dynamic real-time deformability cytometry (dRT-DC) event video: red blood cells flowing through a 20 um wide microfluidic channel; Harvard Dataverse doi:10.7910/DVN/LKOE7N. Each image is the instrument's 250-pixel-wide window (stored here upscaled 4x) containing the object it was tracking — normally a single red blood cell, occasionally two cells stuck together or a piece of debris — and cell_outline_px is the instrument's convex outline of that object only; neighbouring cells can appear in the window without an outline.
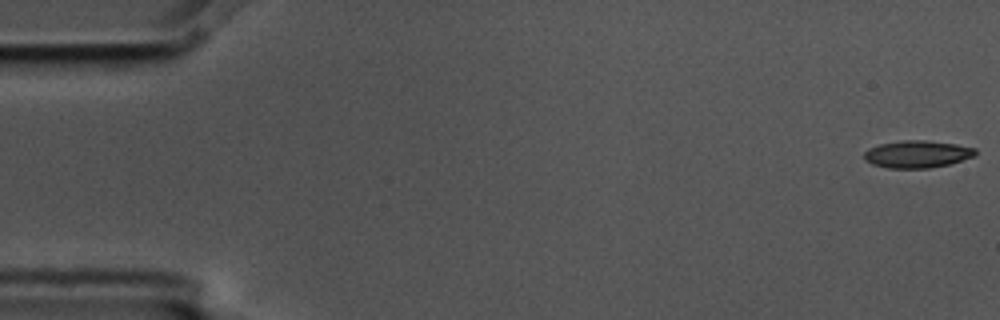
{"species": "common noctule bat (a hibernating species)", "species_latin": "Nyctalus noctula", "temperature_condition": "cold", "stored_images_in_passage": 5, "camera_frame_rate_fps": 3000, "um_per_image_px": 0.085, "animal": {"sex": "male", "body_mass_g": 17.5, "forearm_length_mm": 52.3}, "frame": {"image": 1, "passage_image": 1, "time_ms": 0.0, "image_size_px": [1000, 320], "cell_outline_px": [[976, 156], [948, 164], [928, 168], [888, 168], [872, 164], [864, 160], [864, 152], [868, 148], [880, 144], [900, 140], [924, 140], [956, 144], [976, 148]], "centroid_in_image_um": [77.95, 13.1], "position_along_channel_um": 7.1, "area_um2": 17.74}}
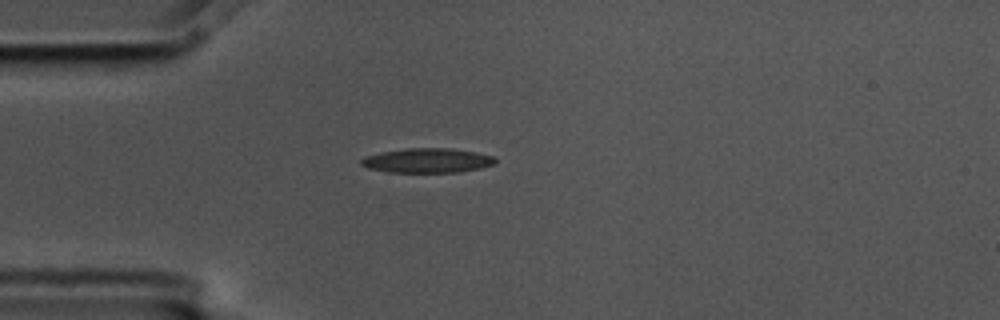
{"frame": {"image": 2, "passage_image": 5, "time_ms": 1.333, "image_size_px": [1000, 320], "cell_outline_px": [[496, 164], [480, 168], [460, 172], [388, 172], [368, 168], [360, 164], [360, 160], [364, 156], [380, 152], [404, 148], [452, 148], [476, 152], [492, 156], [496, 160]], "centroid_in_image_um": [36.3, 13.64], "position_along_channel_um": 48.7, "area_um2": 19.31}}